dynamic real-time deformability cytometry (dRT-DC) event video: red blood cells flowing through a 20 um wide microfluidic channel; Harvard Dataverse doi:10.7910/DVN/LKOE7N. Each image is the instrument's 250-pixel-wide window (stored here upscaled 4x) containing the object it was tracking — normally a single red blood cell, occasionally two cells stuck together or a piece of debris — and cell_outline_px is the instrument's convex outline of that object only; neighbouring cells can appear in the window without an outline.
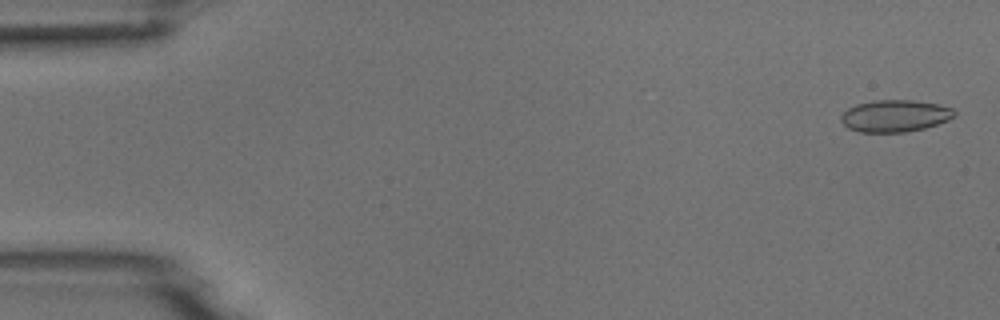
{"species": "common noctule bat (a hibernating species)", "species_latin": "Nyctalus noctula", "temperature_condition": "room temperature", "stored_images_in_passage": 10, "camera_frame_rate_fps": 3000, "um_per_image_px": 0.085, "animal": {"sex": "male", "body_mass_g": 18.8}, "frame": {"image": 1, "passage_image": 2, "time_ms": 0.333, "image_size_px": [1000, 320], "cell_outline_px": [[956, 116], [948, 120], [924, 128], [904, 132], [860, 132], [848, 128], [840, 120], [840, 116], [848, 108], [856, 104], [876, 100], [912, 100], [940, 104], [952, 108], [956, 112]], "centroid_in_image_um": [76.08, 9.84], "position_along_channel_um": 8.9, "area_um2": 21.15}}